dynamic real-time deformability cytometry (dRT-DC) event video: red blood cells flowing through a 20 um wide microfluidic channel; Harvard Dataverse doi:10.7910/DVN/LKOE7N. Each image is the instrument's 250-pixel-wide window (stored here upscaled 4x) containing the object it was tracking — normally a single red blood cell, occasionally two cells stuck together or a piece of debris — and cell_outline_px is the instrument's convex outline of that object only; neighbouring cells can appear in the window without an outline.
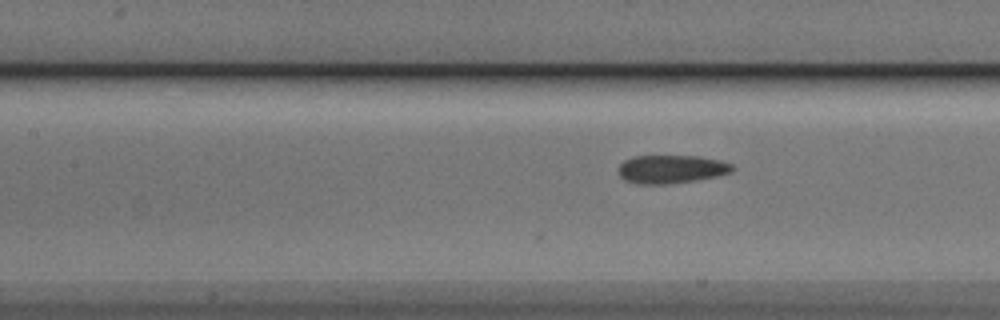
{"species": "Egyptian fruit bat (a non-hibernating species)", "species_latin": "Rousettus aegyptiacus", "temperature_condition": "cold", "stored_images_in_passage": 8, "camera_frame_rate_fps": 3000, "um_per_image_px": 0.085, "animal": {"sex": "male"}, "frame": {"image": 1, "passage_image": 8, "time_ms": 2.333, "image_size_px": [1000, 320], "cell_outline_px": [[736, 168], [732, 172], [716, 176], [696, 180], [668, 184], [636, 184], [624, 180], [620, 176], [616, 168], [624, 160], [632, 156], [700, 156], [720, 160], [732, 164]], "centroid_in_image_um": [57.04, 14.38], "position_along_channel_um": 150.4, "area_um2": 19.07}}